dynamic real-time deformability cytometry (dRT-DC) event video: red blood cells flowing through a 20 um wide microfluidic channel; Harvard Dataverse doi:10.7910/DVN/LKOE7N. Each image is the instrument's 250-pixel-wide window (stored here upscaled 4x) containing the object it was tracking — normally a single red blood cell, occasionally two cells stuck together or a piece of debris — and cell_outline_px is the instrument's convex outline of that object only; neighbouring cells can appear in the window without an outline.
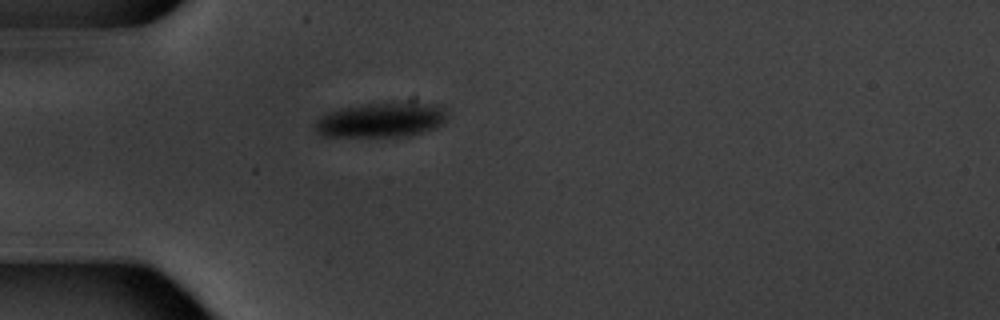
{"species": "common noctule bat (a hibernating species)", "species_latin": "Nyctalus noctula", "temperature_condition": "warm", "stored_images_in_passage": 1, "camera_frame_rate_fps": 3000, "um_per_image_px": 0.085, "animal": {"sex": "male", "body_mass_g": 20.1, "forearm_length_mm": 53.5}, "frame": {"image": 1, "passage_image": 1, "time_ms": 0.0, "image_size_px": [1000, 320], "cell_outline_px": [[448, 112], [444, 120], [436, 128], [408, 136], [320, 136], [316, 132], [312, 124], [320, 116], [328, 112], [340, 108], [364, 104], [412, 100], [444, 104]], "centroid_in_image_um": [32.46, 10.15], "position_along_channel_um": 52.5, "area_um2": 27.74}}